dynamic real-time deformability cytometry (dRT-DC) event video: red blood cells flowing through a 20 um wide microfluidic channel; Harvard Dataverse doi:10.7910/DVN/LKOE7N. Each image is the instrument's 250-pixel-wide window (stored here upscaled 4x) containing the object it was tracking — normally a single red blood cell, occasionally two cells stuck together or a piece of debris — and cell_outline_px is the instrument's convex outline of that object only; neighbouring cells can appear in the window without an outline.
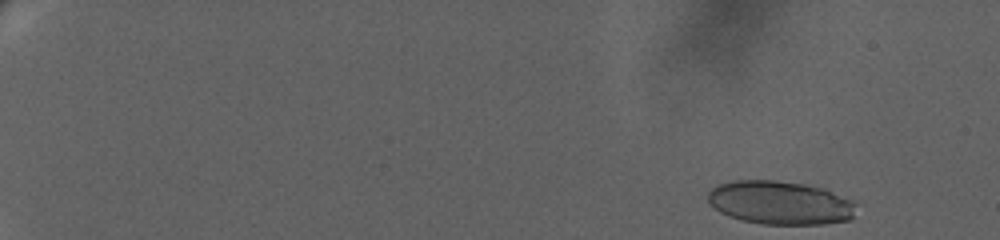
{"species": "human", "species_latin": "Homo sapiens", "temperature_condition": "warm", "stored_images_in_passage": 64, "camera_frame_rate_fps": 3000, "um_per_image_px": 0.085, "donor": {"sex": "female"}, "frame": {"image": 1, "passage_image": 3, "time_ms": 0.333, "image_size_px": [1000, 240], "cell_outline_px": [[856, 204], [852, 216], [848, 220], [824, 224], [764, 224], [744, 220], [728, 216], [720, 212], [708, 200], [708, 192], [716, 184], [732, 180], [772, 180], [804, 184], [824, 188]], "centroid_in_image_um": [66.26, 17.22], "position_along_channel_um": 18.7, "area_um2": 37.28}}
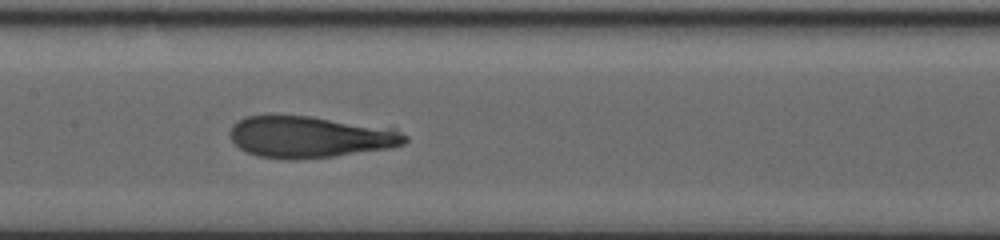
{"frame": {"image": 2, "passage_image": 38, "time_ms": 10.667, "image_size_px": [1000, 240], "cell_outline_px": [[408, 140], [404, 144], [392, 148], [336, 156], [292, 160], [288, 160], [260, 156], [244, 152], [232, 140], [228, 132], [232, 124], [244, 116], [308, 116], [392, 128], [408, 136]], "centroid_in_image_um": [26.34, 11.65], "position_along_channel_um": 181.1, "area_um2": 42.43}}
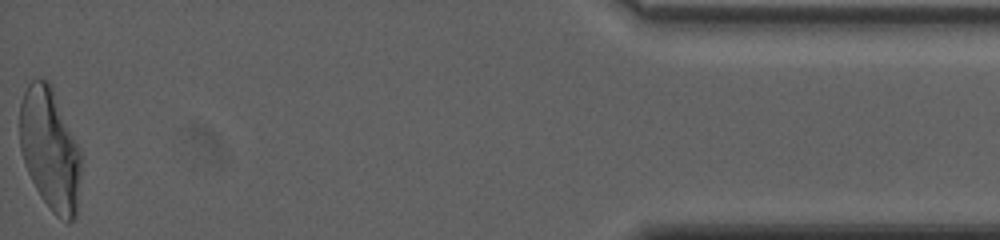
{"frame": {"image": 3, "passage_image": 64, "time_ms": 20.0, "image_size_px": [1000, 240], "cell_outline_px": [[80, 172], [76, 216], [72, 220], [68, 220], [56, 216], [52, 212], [40, 196], [28, 172], [20, 148], [20, 104], [24, 92], [28, 84], [32, 80], [48, 80], [52, 84], [80, 152]], "centroid_in_image_um": [4.23, 12.67], "position_along_channel_um": 431.0, "area_um2": 43.0}, "authors_computed_cell_mechanics": {"area_um2": 41.8472, "velocity_mm_per_s": 3.3827, "shape_relaxation_time_tau1_ms": 7.2692, "shape_relaxation_time_tau2_ms": 1.3855, "deformation_change_tau1": 0.2771, "deformation_change_tau2": 0.1021}}